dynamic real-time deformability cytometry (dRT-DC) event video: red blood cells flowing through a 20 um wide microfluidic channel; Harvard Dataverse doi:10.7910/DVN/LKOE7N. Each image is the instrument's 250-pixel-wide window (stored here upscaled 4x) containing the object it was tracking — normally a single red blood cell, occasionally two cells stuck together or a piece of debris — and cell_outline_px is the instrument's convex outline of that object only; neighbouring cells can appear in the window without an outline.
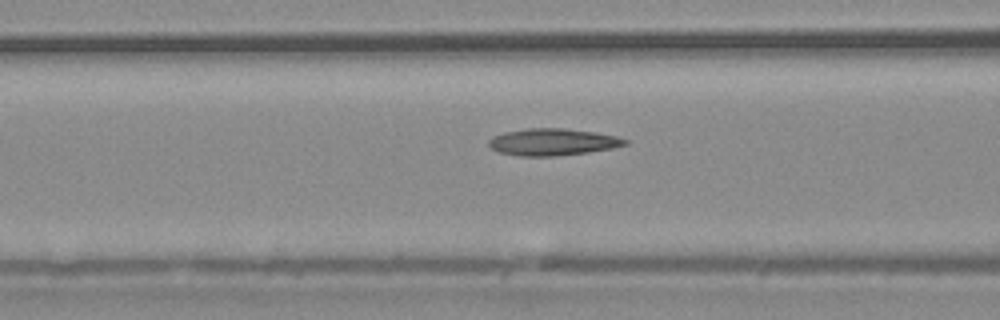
{"species": "common noctule bat (a hibernating species)", "species_latin": "Nyctalus noctula", "temperature_condition": "warm", "stored_images_in_passage": 53, "camera_frame_rate_fps": 3000, "um_per_image_px": 0.085, "animal": {"sex": "male", "body_mass_g": 20.4}, "frame": {"image": 1, "passage_image": 22, "time_ms": 7.0, "image_size_px": [1000, 320], "cell_outline_px": [[628, 144], [612, 148], [588, 152], [556, 156], [520, 156], [496, 152], [488, 144], [488, 140], [492, 136], [504, 132], [528, 128], [564, 128], [596, 132], [616, 136], [628, 140]], "centroid_in_image_um": [46.95, 12.07], "position_along_channel_um": 119.6, "area_um2": 21.5}}
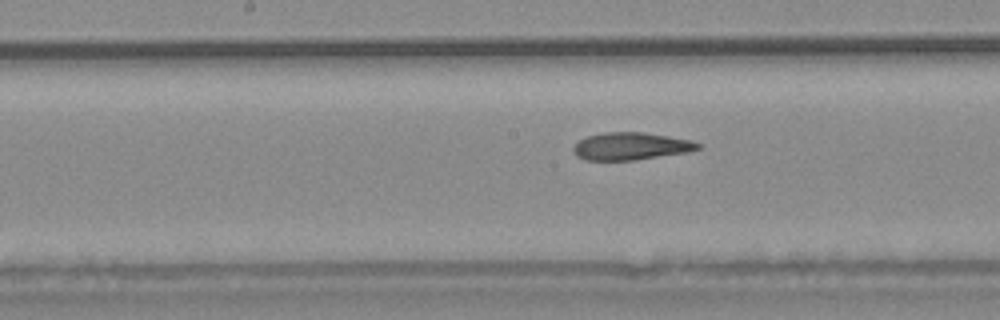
{"frame": {"image": 2, "passage_image": 28, "time_ms": 9.0, "image_size_px": [1000, 320], "cell_outline_px": [[700, 148], [688, 152], [632, 160], [584, 160], [576, 156], [572, 152], [572, 148], [580, 140], [588, 136], [604, 132], [644, 132], [692, 140], [700, 144]], "centroid_in_image_um": [53.6, 12.43], "position_along_channel_um": 194.6, "area_um2": 19.88}}
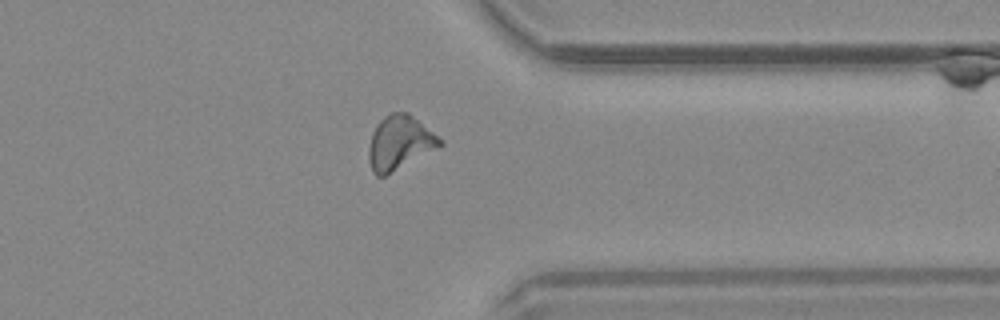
{"frame": {"image": 3, "passage_image": 43, "time_ms": 14.0, "image_size_px": [1000, 320], "cell_outline_px": [[444, 144], [384, 176], [376, 176], [372, 172], [368, 160], [368, 148], [372, 132], [376, 124], [384, 116], [392, 112], [408, 112], [444, 140]], "centroid_in_image_um": [33.95, 12.11], "position_along_channel_um": 377.5, "area_um2": 22.37}}